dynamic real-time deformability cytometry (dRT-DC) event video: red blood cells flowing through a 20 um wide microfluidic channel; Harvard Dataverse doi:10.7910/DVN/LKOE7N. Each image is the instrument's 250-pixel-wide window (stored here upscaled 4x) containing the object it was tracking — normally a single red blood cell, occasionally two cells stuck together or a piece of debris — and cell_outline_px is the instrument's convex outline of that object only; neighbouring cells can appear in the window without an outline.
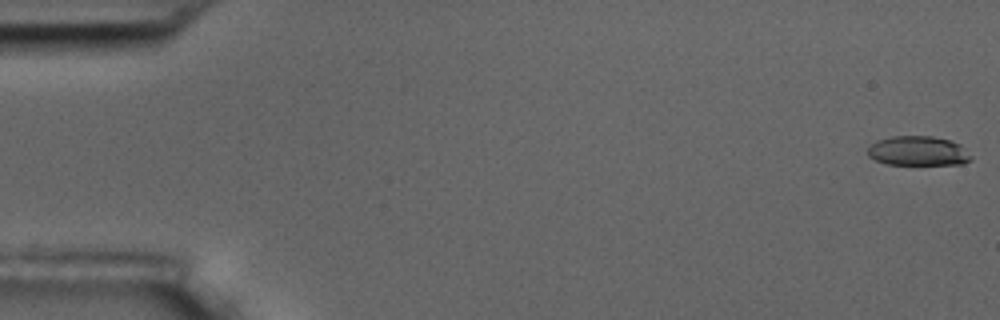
{"species": "common noctule bat (a hibernating species)", "species_latin": "Nyctalus noctula", "temperature_condition": "room temperature", "stored_images_in_passage": 6, "camera_frame_rate_fps": 3000, "um_per_image_px": 0.085, "animal": {"sex": "male", "body_mass_g": 17.5, "forearm_length_mm": 52.3}, "frame": {"image": 1, "passage_image": 1, "time_ms": 0.0, "image_size_px": [1000, 320], "cell_outline_px": [[972, 160], [964, 164], [888, 164], [876, 160], [868, 156], [868, 148], [876, 140], [892, 136], [932, 136], [948, 140], [960, 144], [972, 156]], "centroid_in_image_um": [78.05, 12.83], "position_along_channel_um": 6.9, "area_um2": 17.74}}
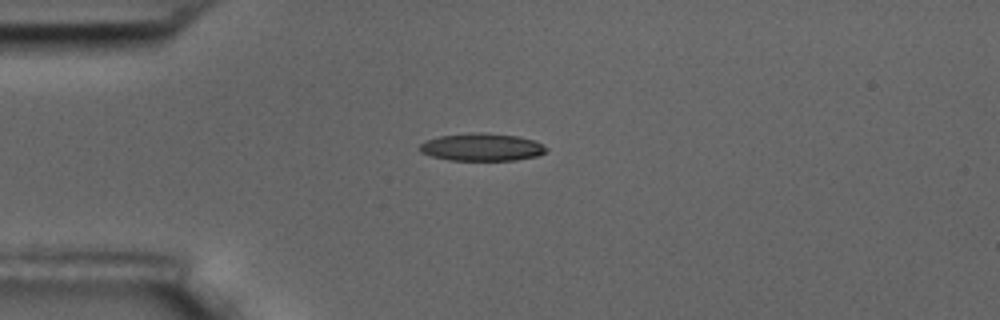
{"frame": {"image": 2, "passage_image": 5, "time_ms": 4.667, "image_size_px": [1000, 320], "cell_outline_px": [[548, 148], [544, 152], [536, 156], [516, 160], [448, 160], [432, 156], [420, 152], [420, 144], [424, 140], [440, 136], [468, 132], [484, 132], [516, 136], [532, 140]], "centroid_in_image_um": [40.9, 12.5], "position_along_channel_um": 44.1, "area_um2": 20.29}}